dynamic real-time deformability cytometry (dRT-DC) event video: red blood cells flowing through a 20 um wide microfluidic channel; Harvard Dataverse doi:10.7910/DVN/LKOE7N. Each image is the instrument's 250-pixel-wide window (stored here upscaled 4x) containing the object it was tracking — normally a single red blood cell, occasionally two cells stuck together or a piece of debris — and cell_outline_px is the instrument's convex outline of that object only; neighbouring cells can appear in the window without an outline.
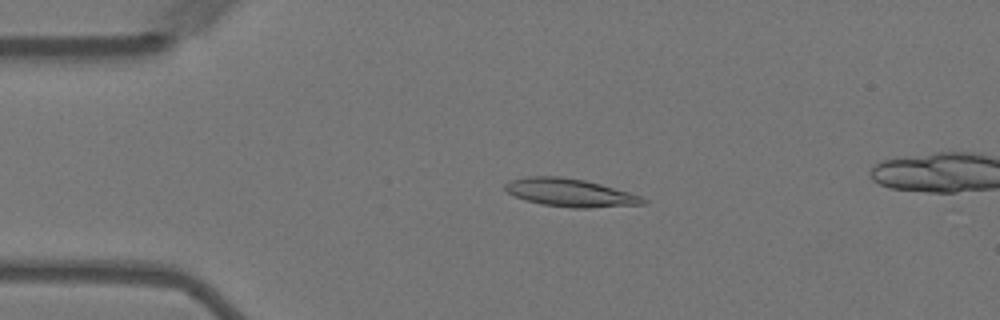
{"species": "Egyptian fruit bat (a non-hibernating species)", "species_latin": "Rousettus aegyptiacus", "temperature_condition": "warm", "stored_images_in_passage": 54, "camera_frame_rate_fps": 3000, "um_per_image_px": 0.085, "animal": {"sex": "female"}, "frame": {"image": 1, "passage_image": 12, "time_ms": 3.667, "image_size_px": [1000, 320], "cell_outline_px": [[648, 200], [644, 204], [592, 208], [572, 208], [540, 204], [524, 200], [508, 192], [504, 188], [504, 184], [512, 180], [528, 176], [560, 176], [584, 180], [600, 184], [628, 192], [640, 196]], "centroid_in_image_um": [48.45, 16.38], "position_along_channel_um": 36.5, "area_um2": 22.43}}
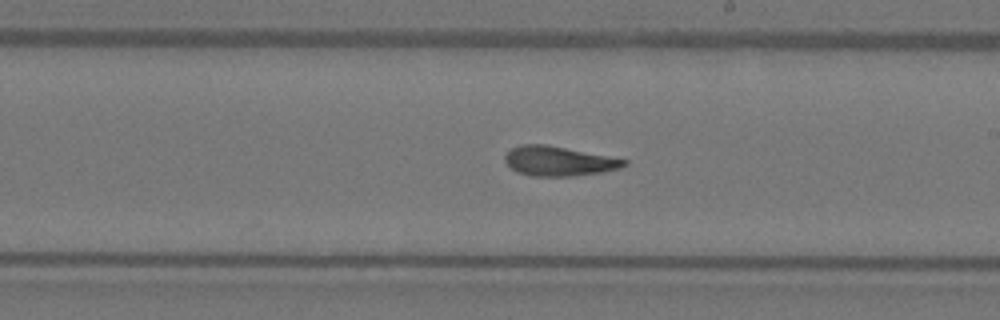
{"frame": {"image": 2, "passage_image": 32, "time_ms": 10.333, "image_size_px": [1000, 320], "cell_outline_px": [[628, 164], [620, 168], [604, 172], [572, 176], [532, 176], [516, 172], [504, 160], [504, 156], [512, 148], [520, 144], [544, 144], [608, 156], [628, 160]], "centroid_in_image_um": [47.49, 13.7], "position_along_channel_um": 241.5, "area_um2": 20.46}}
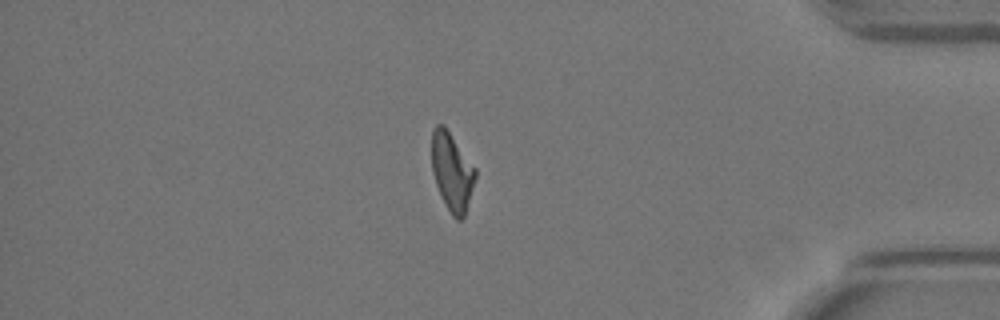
{"frame": {"image": 3, "passage_image": 48, "time_ms": 15.667, "image_size_px": [1000, 320], "cell_outline_px": [[476, 176], [464, 216], [460, 220], [456, 220], [452, 216], [440, 196], [432, 172], [432, 128], [436, 124], [444, 124], [476, 168]], "centroid_in_image_um": [38.4, 14.57], "position_along_channel_um": 396.8, "area_um2": 19.88}, "authors_computed_cell_mechanics": {"area_um2": 20.7502, "velocity_mm_per_s": 3.5672, "shape_relaxation_time_tau1_ms": null, "shape_relaxation_time_tau2_ms": 4.5237, "deformation_change_tau1": null, "deformation_change_tau2": 0.1372}}